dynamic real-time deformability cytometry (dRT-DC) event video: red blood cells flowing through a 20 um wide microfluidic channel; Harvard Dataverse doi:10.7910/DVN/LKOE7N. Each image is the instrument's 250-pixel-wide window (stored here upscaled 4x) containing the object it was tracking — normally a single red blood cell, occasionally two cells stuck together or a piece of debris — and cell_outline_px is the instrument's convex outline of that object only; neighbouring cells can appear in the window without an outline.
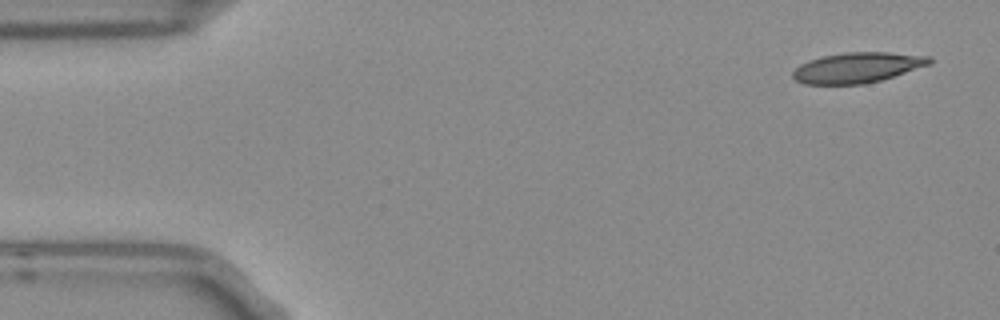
{"species": "Egyptian fruit bat (a non-hibernating species)", "species_latin": "Rousettus aegyptiacus", "temperature_condition": "room temperature", "stored_images_in_passage": 4, "camera_frame_rate_fps": 3000, "um_per_image_px": 0.085, "frame": {"image": 1, "passage_image": 1, "time_ms": 0.0, "image_size_px": [1000, 320], "cell_outline_px": [[932, 64], [880, 80], [864, 84], [804, 84], [796, 80], [792, 76], [792, 72], [800, 64], [808, 60], [824, 56], [844, 52], [888, 52], [932, 56]], "centroid_in_image_um": [72.9, 5.74], "position_along_channel_um": 12.1, "area_um2": 24.22}}
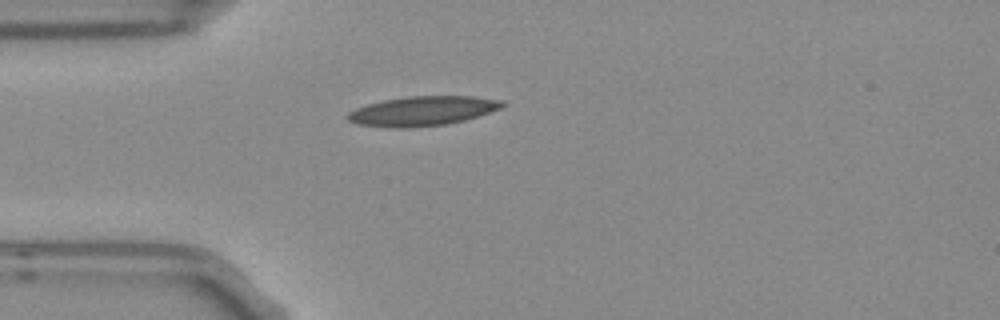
{"frame": {"image": 2, "passage_image": 4, "time_ms": 1.0, "image_size_px": [1000, 320], "cell_outline_px": [[508, 104], [500, 108], [464, 120], [448, 124], [408, 128], [392, 128], [356, 124], [348, 120], [344, 116], [348, 112], [356, 108], [368, 104], [384, 100], [404, 96], [472, 96], [500, 100]], "centroid_in_image_um": [35.86, 9.44], "position_along_channel_um": 49.1, "area_um2": 26.65}}